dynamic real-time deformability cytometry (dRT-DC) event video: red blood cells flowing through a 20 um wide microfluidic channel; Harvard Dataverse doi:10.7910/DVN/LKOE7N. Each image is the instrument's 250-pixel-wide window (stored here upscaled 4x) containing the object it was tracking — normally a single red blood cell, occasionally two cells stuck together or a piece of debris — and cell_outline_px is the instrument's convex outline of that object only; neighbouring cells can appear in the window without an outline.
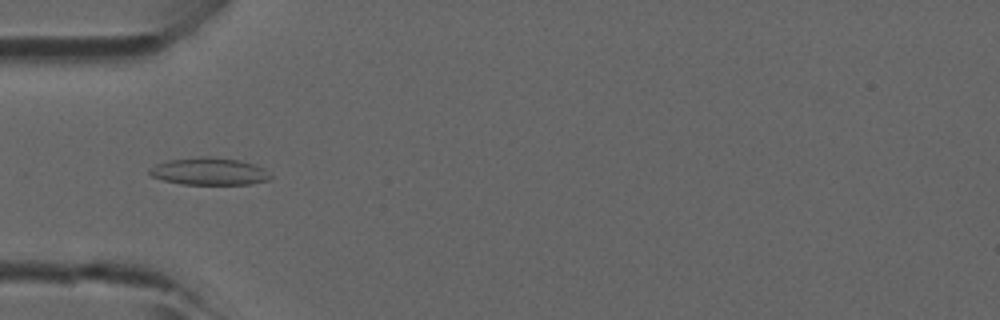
{"species": "common noctule bat (a hibernating species)", "species_latin": "Nyctalus noctula", "temperature_condition": "room temperature", "stored_images_in_passage": 3, "camera_frame_rate_fps": 3000, "um_per_image_px": 0.085, "animal": {"sex": "male", "forearm_length_mm": 52.5}, "frame": {"image": 1, "passage_image": 3, "time_ms": 0.667, "image_size_px": [1000, 320], "cell_outline_px": [[272, 176], [268, 180], [252, 184], [184, 184], [164, 180], [152, 176], [148, 172], [148, 168], [156, 164], [168, 160], [204, 156], [208, 156], [240, 160], [264, 168]], "centroid_in_image_um": [17.78, 14.56], "position_along_channel_um": 67.2, "area_um2": 19.19}}